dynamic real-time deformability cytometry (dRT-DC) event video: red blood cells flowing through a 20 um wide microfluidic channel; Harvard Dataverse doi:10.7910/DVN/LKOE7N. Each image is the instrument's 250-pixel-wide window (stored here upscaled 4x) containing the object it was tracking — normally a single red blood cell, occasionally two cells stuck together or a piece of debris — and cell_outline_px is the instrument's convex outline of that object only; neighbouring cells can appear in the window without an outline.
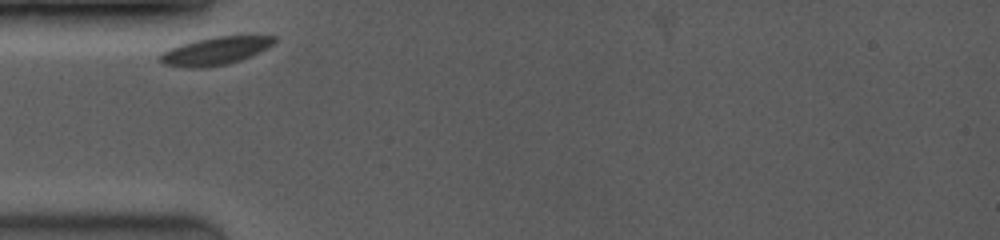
{"species": "common noctule bat (a hibernating species)", "species_latin": "Nyctalus noctula", "temperature_condition": "room temperature", "stored_images_in_passage": 33, "camera_frame_rate_fps": 3500, "um_per_image_px": 0.085, "animal": {"sex": "female", "body_mass_g": 19.0, "forearm_length_mm": 53.3}, "frame": {"image": 1, "passage_image": 1, "time_ms": 0.0, "image_size_px": [1000, 240], "cell_outline_px": [[276, 40], [268, 48], [240, 60], [228, 64], [204, 68], [188, 68], [164, 64], [156, 56], [160, 52], [180, 44], [196, 40], [216, 36], [276, 36]], "centroid_in_image_um": [18.25, 4.34], "position_along_channel_um": 66.8, "area_um2": 18.61}}
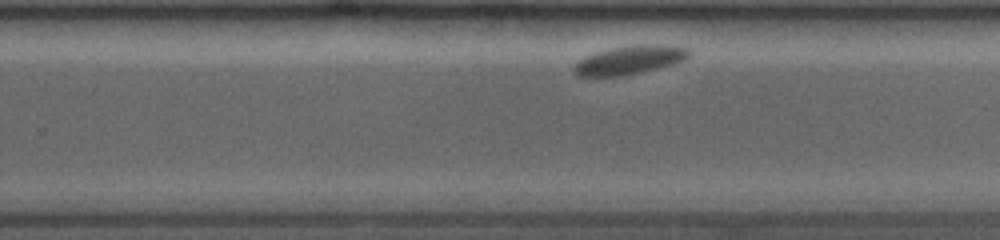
{"frame": {"image": 2, "passage_image": 21, "time_ms": 6.0, "image_size_px": [1000, 240], "cell_outline_px": [[692, 52], [684, 60], [672, 64], [640, 72], [620, 76], [580, 76], [572, 72], [572, 68], [580, 60], [596, 52], [612, 48], [632, 44], [664, 44], [688, 48]], "centroid_in_image_um": [53.54, 5.08], "position_along_channel_um": 276.3, "area_um2": 19.07}}
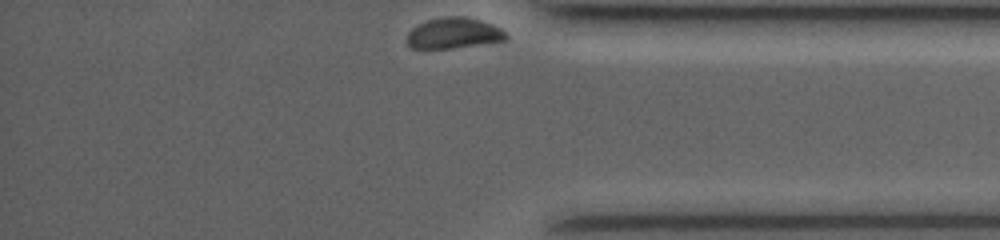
{"frame": {"image": 3, "passage_image": 33, "time_ms": 9.429, "image_size_px": [1000, 240], "cell_outline_px": [[508, 36], [504, 40], [448, 48], [412, 48], [408, 44], [408, 32], [412, 28], [428, 20], [448, 16], [464, 16], [480, 20], [492, 24], [500, 28]], "centroid_in_image_um": [38.55, 2.8], "position_along_channel_um": 396.6, "area_um2": 17.28}, "authors_computed_cell_mechanics": {"area_um2": 19.074, "velocity_mm_per_s": 3.5056, "shape_relaxation_time_tau1_ms": 0.8936, "shape_relaxation_time_tau2_ms": null, "deformation_change_tau1": 0.0252, "deformation_change_tau2": null}}